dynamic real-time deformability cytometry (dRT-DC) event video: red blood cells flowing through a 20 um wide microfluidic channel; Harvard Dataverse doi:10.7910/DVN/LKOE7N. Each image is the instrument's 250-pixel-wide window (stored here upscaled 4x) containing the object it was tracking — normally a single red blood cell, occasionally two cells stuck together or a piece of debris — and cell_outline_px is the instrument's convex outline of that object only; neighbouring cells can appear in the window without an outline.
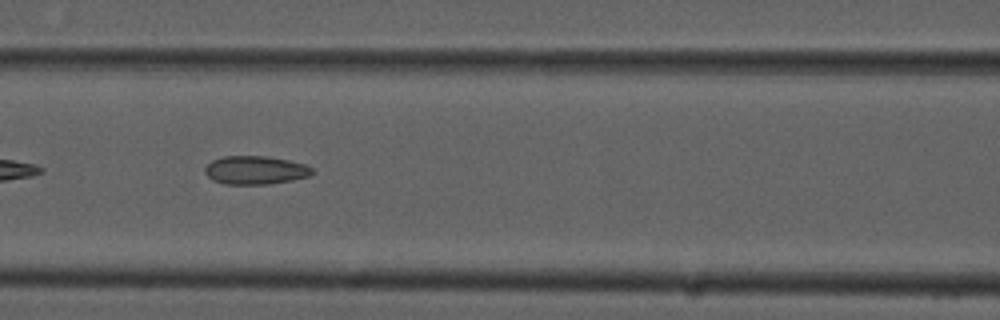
{"species": "common noctule bat (a hibernating species)", "species_latin": "Nyctalus noctula", "temperature_condition": "cold", "stored_images_in_passage": 37, "camera_frame_rate_fps": 3000, "um_per_image_px": 0.085, "animal": {"sex": "male", "forearm_length_mm": 52.5}, "frame": {"image": 1, "passage_image": 22, "time_ms": 7.0, "image_size_px": [1000, 320], "cell_outline_px": [[316, 172], [308, 176], [292, 180], [268, 184], [224, 184], [212, 180], [204, 172], [204, 168], [212, 160], [224, 156], [264, 156], [288, 160], [304, 164], [312, 168]], "centroid_in_image_um": [21.69, 14.46], "position_along_channel_um": 144.9, "area_um2": 17.74}}
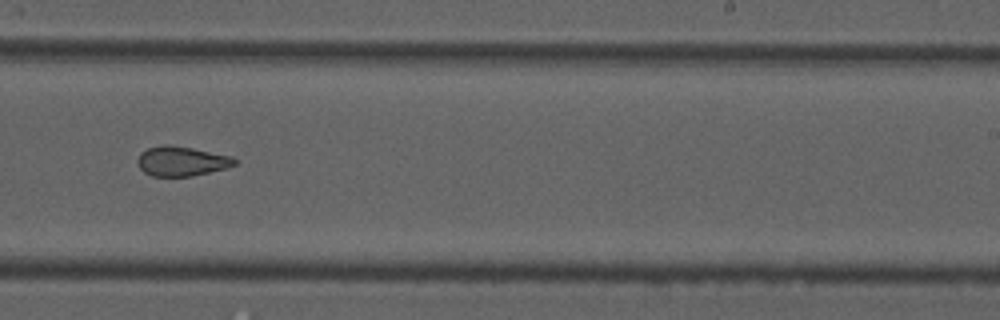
{"frame": {"image": 2, "passage_image": 32, "time_ms": 10.333, "image_size_px": [1000, 320], "cell_outline_px": [[236, 164], [228, 168], [192, 176], [152, 176], [144, 172], [140, 168], [136, 160], [140, 152], [148, 148], [164, 144], [168, 144], [192, 148], [232, 156], [236, 160]], "centroid_in_image_um": [15.42, 13.7], "position_along_channel_um": 273.6, "area_um2": 16.88}}